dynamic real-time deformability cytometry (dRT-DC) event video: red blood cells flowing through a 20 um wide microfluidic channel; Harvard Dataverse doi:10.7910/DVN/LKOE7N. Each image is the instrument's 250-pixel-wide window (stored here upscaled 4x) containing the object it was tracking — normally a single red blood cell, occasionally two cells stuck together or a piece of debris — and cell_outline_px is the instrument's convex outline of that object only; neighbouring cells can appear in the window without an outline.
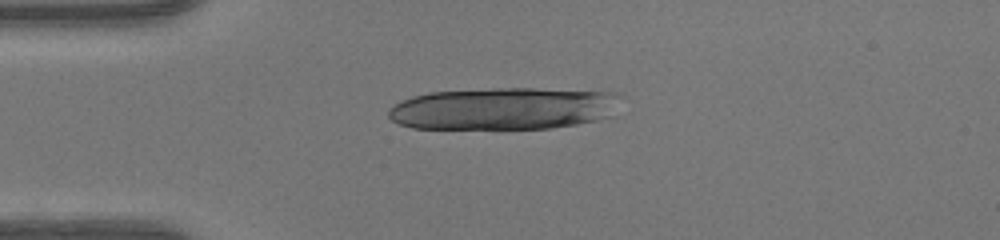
{"species": "human", "species_latin": "Homo sapiens", "temperature_condition": "warm", "stored_images_in_passage": 37, "camera_frame_rate_fps": 3000, "um_per_image_px": 0.085, "donor": {"sex": "female"}, "frame": {"image": 1, "passage_image": 1, "time_ms": 0.0, "image_size_px": [1000, 240], "cell_outline_px": [[624, 96], [616, 116], [576, 124], [552, 128], [412, 128], [400, 124], [392, 120], [388, 116], [388, 108], [400, 100], [412, 96], [428, 92], [492, 88], [532, 88], [616, 92]], "centroid_in_image_um": [42.9, 9.21], "position_along_channel_um": 42.1, "area_um2": 58.03}}
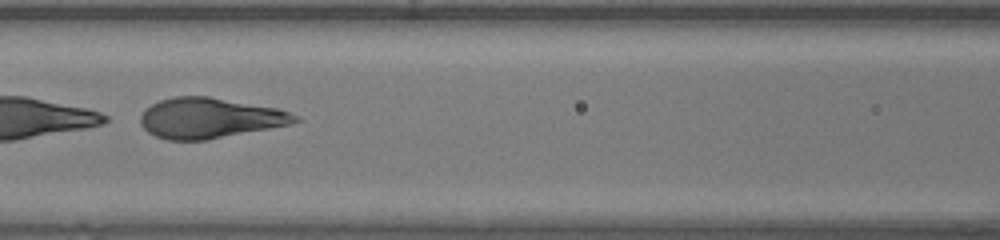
{"frame": {"image": 2, "passage_image": 11, "time_ms": 3.333, "image_size_px": [1000, 240], "cell_outline_px": [[304, 120], [292, 124], [208, 140], [168, 140], [156, 136], [148, 132], [140, 124], [140, 116], [152, 104], [160, 100], [176, 96], [208, 96], [276, 108], [300, 116]], "centroid_in_image_um": [17.86, 10.04], "position_along_channel_um": 148.7, "area_um2": 36.36}}
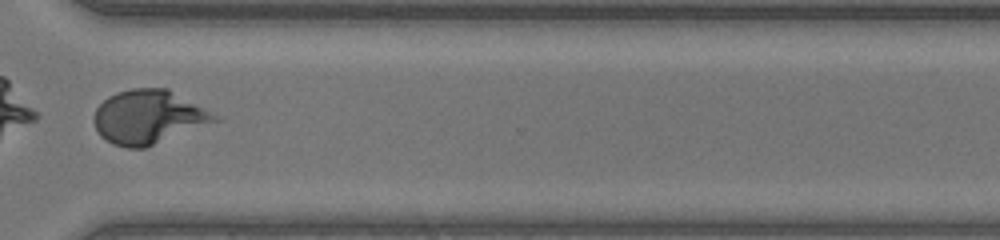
{"frame": {"image": 3, "passage_image": 26, "time_ms": 8.333, "image_size_px": [1000, 240], "cell_outline_px": [[224, 116], [220, 120], [144, 148], [128, 148], [112, 144], [100, 136], [92, 120], [96, 108], [108, 96], [116, 92], [132, 88], [168, 88]], "centroid_in_image_um": [12.67, 9.93], "position_along_channel_um": 357.9, "area_um2": 38.38}, "authors_computed_cell_mechanics": {"area_um2": 37.6278, "velocity_mm_per_s": 4.1627, "shape_relaxation_time_tau1_ms": 1.5802, "shape_relaxation_time_tau2_ms": null, "deformation_change_tau1": 0.3671, "deformation_change_tau2": null}}